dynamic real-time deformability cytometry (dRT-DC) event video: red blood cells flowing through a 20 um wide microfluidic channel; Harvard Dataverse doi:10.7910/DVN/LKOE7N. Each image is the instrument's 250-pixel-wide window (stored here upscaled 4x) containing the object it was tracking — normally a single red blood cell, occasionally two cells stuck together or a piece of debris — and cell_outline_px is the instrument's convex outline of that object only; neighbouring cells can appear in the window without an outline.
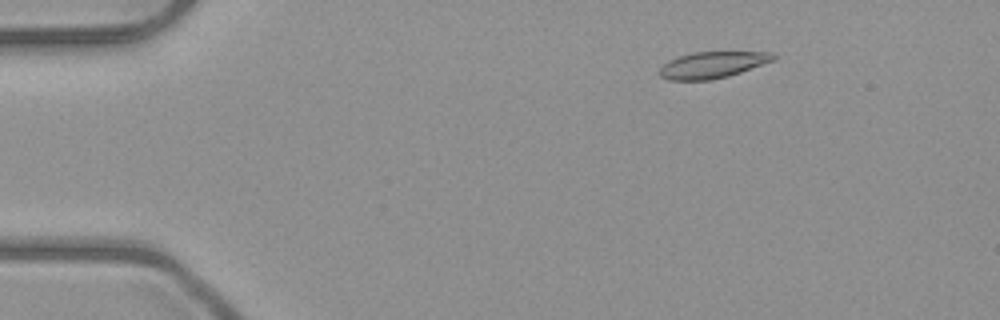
{"species": "common noctule bat (a hibernating species)", "species_latin": "Nyctalus noctula", "temperature_condition": "room temperature", "stored_images_in_passage": 3, "camera_frame_rate_fps": 3000, "um_per_image_px": 0.085, "animal": {"sex": "male", "body_mass_g": 23.1, "forearm_length_mm": 52.7}, "frame": {"image": 1, "passage_image": 1, "time_ms": 0.0, "image_size_px": [1000, 320], "cell_outline_px": [[776, 60], [728, 76], [712, 80], [668, 80], [660, 76], [660, 68], [668, 60], [692, 52], [772, 52], [776, 56]], "centroid_in_image_um": [60.57, 5.51], "position_along_channel_um": 24.4, "area_um2": 17.51}}
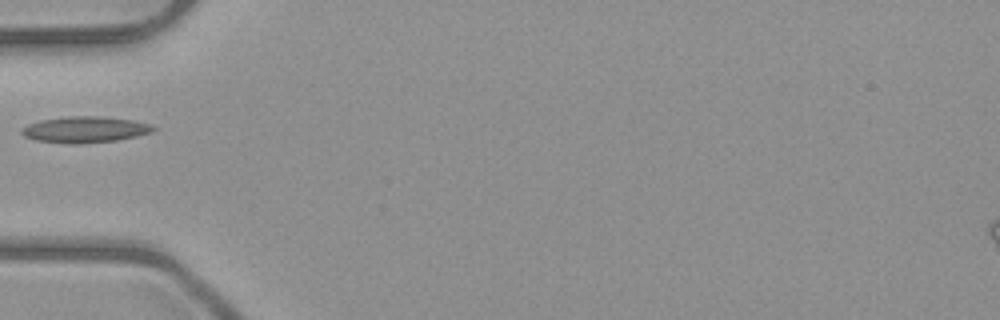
{"frame": {"image": 2, "passage_image": 3, "time_ms": 3.333, "image_size_px": [1000, 320], "cell_outline_px": [[156, 128], [152, 132], [136, 136], [116, 140], [80, 144], [68, 144], [36, 140], [24, 136], [20, 132], [20, 128], [28, 124], [40, 120], [68, 116], [100, 116], [132, 120], [152, 124]], "centroid_in_image_um": [7.2, 11.01], "position_along_channel_um": 77.8, "area_um2": 20.17}}